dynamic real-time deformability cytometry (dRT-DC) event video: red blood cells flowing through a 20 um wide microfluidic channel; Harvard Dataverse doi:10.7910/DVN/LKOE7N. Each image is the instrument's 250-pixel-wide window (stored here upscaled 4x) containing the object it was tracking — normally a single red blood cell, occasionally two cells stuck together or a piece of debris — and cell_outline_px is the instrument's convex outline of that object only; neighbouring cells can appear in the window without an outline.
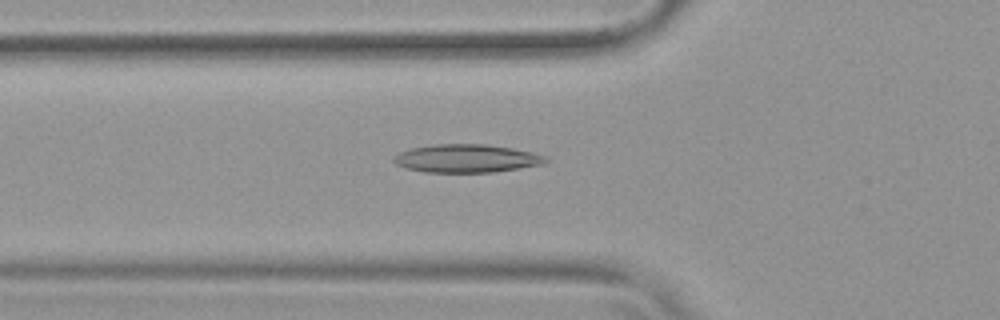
{"species": "common noctule bat (a hibernating species)", "species_latin": "Nyctalus noctula", "temperature_condition": "warm", "stored_images_in_passage": 53, "camera_frame_rate_fps": 3000, "um_per_image_px": 0.085, "animal": {"sex": "female", "body_mass_g": 19.9}, "frame": {"image": 1, "passage_image": 19, "time_ms": 6.0, "image_size_px": [1000, 320], "cell_outline_px": [[548, 160], [540, 164], [520, 168], [492, 172], [424, 172], [408, 168], [396, 164], [392, 160], [392, 156], [400, 152], [412, 148], [432, 144], [488, 144], [512, 148], [532, 152], [544, 156]], "centroid_in_image_um": [39.61, 13.46], "position_along_channel_um": 86.2, "area_um2": 24.8}}
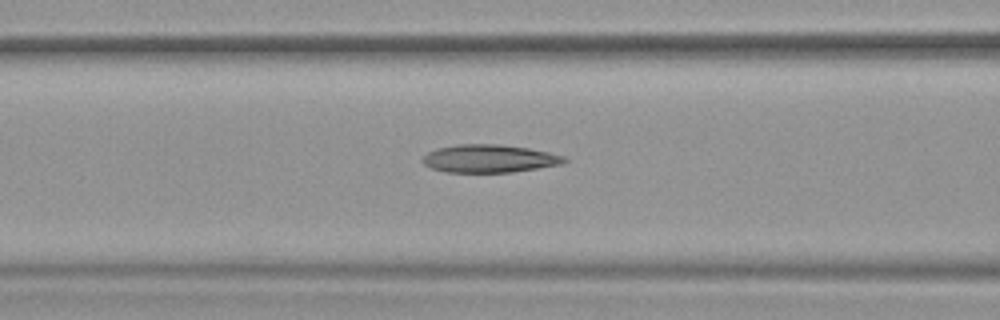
{"frame": {"image": 2, "passage_image": 22, "time_ms": 7.0, "image_size_px": [1000, 320], "cell_outline_px": [[568, 160], [560, 164], [512, 172], [444, 172], [432, 168], [424, 164], [420, 160], [428, 152], [436, 148], [456, 144], [500, 144], [528, 148], [548, 152], [564, 156]], "centroid_in_image_um": [41.54, 13.47], "position_along_channel_um": 125.1, "area_um2": 23.0}}
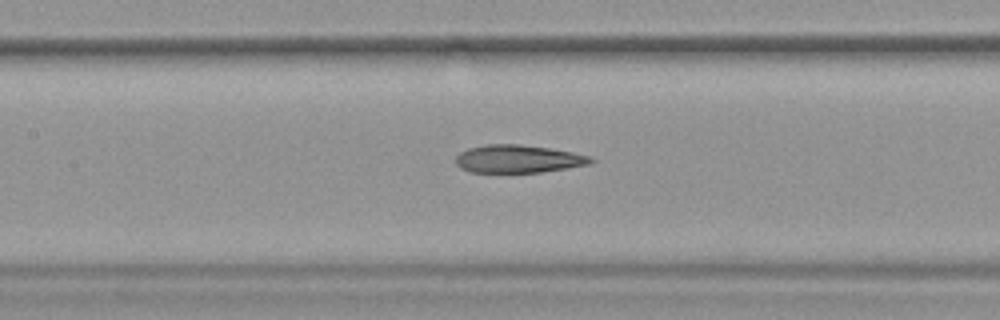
{"frame": {"image": 3, "passage_image": 25, "time_ms": 8.0, "image_size_px": [1000, 320], "cell_outline_px": [[596, 160], [592, 164], [568, 168], [540, 172], [472, 172], [460, 168], [456, 164], [456, 156], [460, 152], [468, 148], [484, 144], [520, 144], [548, 148], [572, 152], [592, 156]], "centroid_in_image_um": [44.07, 13.5], "position_along_channel_um": 163.3, "area_um2": 22.08}, "authors_computed_cell_mechanics": {"area_um2": 23.409, "velocity_mm_per_s": 3.8199, "shape_relaxation_time_tau1_ms": null, "shape_relaxation_time_tau2_ms": 4.0944, "deformation_change_tau1": null, "deformation_change_tau2": 0.1586}}